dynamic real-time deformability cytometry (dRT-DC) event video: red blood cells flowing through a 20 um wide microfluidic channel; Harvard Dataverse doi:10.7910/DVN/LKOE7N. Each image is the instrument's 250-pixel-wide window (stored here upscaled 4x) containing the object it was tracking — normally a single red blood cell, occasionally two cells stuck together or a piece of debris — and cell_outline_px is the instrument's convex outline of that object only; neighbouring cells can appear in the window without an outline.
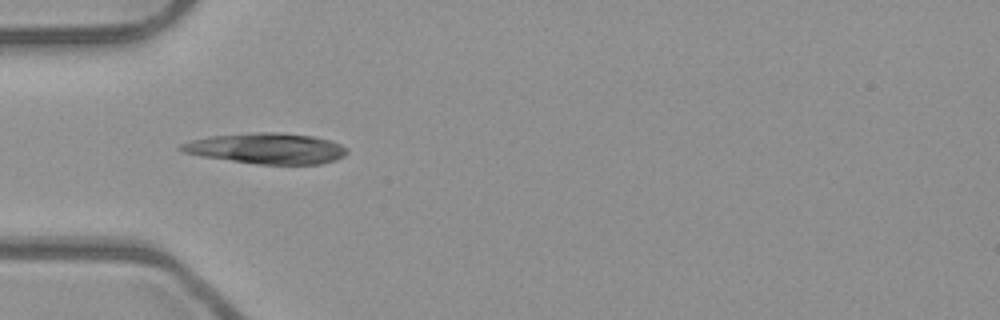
{"species": "common noctule bat (a hibernating species)", "species_latin": "Nyctalus noctula", "temperature_condition": "room temperature", "stored_images_in_passage": 9, "camera_frame_rate_fps": 3000, "um_per_image_px": 0.085, "animal": {"sex": "male", "body_mass_g": 23.1, "forearm_length_mm": 52.7}, "frame": {"image": 1, "passage_image": 2, "time_ms": 0.333, "image_size_px": [1000, 320], "cell_outline_px": [[348, 152], [344, 156], [336, 160], [320, 164], [256, 164], [204, 156], [184, 152], [176, 148], [180, 144], [192, 140], [208, 136], [256, 132], [276, 132], [312, 136], [328, 140], [340, 144], [348, 148]], "centroid_in_image_um": [22.67, 12.61], "position_along_channel_um": 62.3, "area_um2": 29.59}}